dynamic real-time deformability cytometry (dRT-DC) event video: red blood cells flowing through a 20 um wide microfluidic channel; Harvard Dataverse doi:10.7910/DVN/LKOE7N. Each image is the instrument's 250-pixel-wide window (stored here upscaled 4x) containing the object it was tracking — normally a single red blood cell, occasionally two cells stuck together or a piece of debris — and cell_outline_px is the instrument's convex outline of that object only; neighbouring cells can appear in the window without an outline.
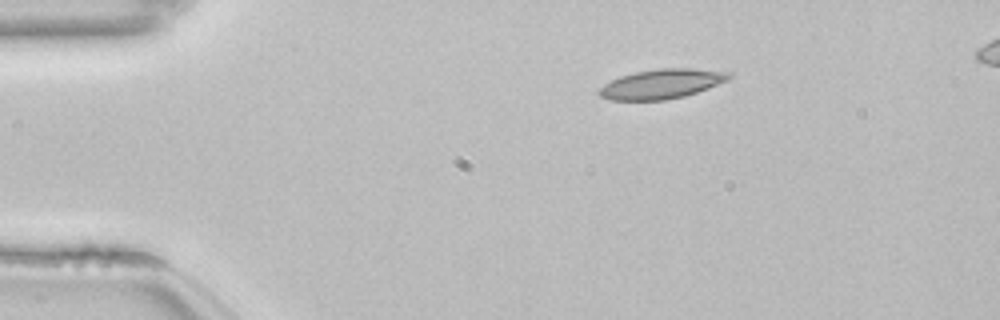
{"species": "common noctule bat (a hibernating species)", "species_latin": "Nyctalus noctula", "temperature_condition": "room temperature", "stored_images_in_passage": 45, "camera_frame_rate_fps": 3000, "um_per_image_px": 0.085, "animal": {"sex": "female", "body_mass_g": 22.7, "forearm_length_mm": 54.2}, "frame": {"image": 1, "passage_image": 1, "time_ms": 0.0, "image_size_px": [1000, 320], "cell_outline_px": [[732, 76], [728, 80], [708, 88], [684, 96], [664, 100], [612, 100], [600, 96], [596, 92], [604, 84], [620, 76], [636, 72], [660, 68], [688, 68], [732, 72]], "centroid_in_image_um": [56.24, 7.13], "position_along_channel_um": 28.8, "area_um2": 22.25}}
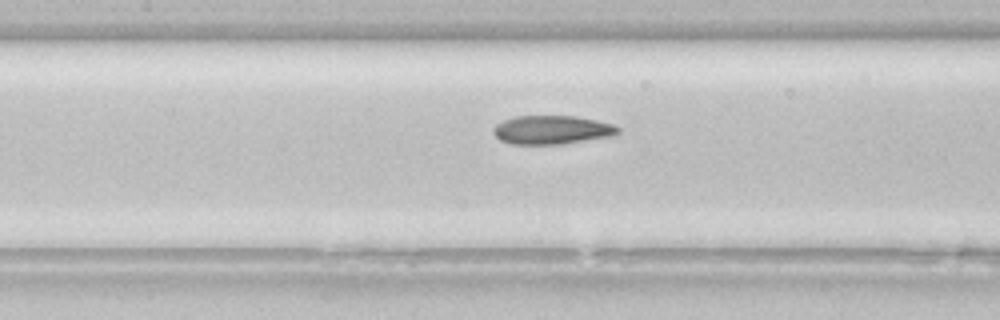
{"frame": {"image": 2, "passage_image": 16, "time_ms": 5.0, "image_size_px": [1000, 320], "cell_outline_px": [[620, 132], [616, 136], [560, 144], [512, 144], [500, 140], [492, 132], [492, 128], [496, 124], [504, 120], [516, 116], [576, 116], [596, 120], [612, 124], [620, 128]], "centroid_in_image_um": [46.93, 11.04], "position_along_channel_um": 160.5, "area_um2": 20.98}}
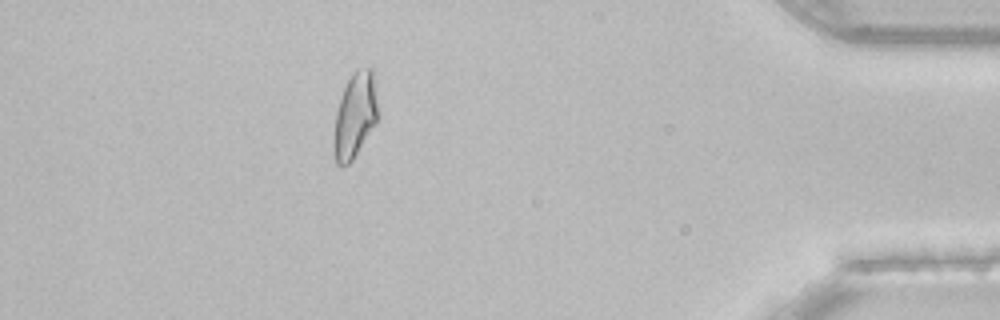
{"frame": {"image": 3, "passage_image": 39, "time_ms": 12.667, "image_size_px": [1000, 320], "cell_outline_px": [[376, 124], [352, 160], [348, 164], [340, 168], [336, 164], [332, 152], [332, 140], [336, 112], [340, 96], [352, 72], [356, 68], [372, 68], [376, 104]], "centroid_in_image_um": [30.11, 9.87], "position_along_channel_um": 405.1, "area_um2": 21.96}, "authors_computed_cell_mechanics": {"area_um2": 21.2704, "velocity_mm_per_s": 3.8312, "shape_relaxation_time_tau1_ms": null, "shape_relaxation_time_tau2_ms": 3.4719, "deformation_change_tau1": null, "deformation_change_tau2": 0.0931}}